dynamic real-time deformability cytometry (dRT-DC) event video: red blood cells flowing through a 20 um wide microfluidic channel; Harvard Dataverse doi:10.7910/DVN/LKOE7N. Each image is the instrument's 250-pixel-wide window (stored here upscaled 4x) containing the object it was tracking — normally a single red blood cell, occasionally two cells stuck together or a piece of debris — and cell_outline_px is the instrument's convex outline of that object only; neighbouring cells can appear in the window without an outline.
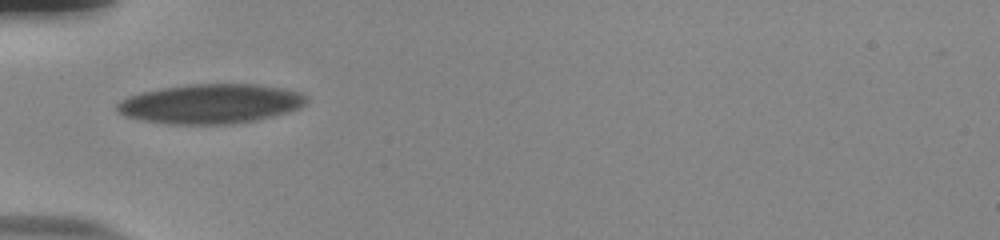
{"species": "human", "species_latin": "Homo sapiens", "temperature_condition": "room temperature", "stored_images_in_passage": 38, "camera_frame_rate_fps": 3000, "um_per_image_px": 0.085, "donor": {"sex": "male"}, "frame": {"image": 1, "passage_image": 1, "time_ms": 0.0, "image_size_px": [1000, 240], "cell_outline_px": [[308, 100], [300, 108], [288, 112], [256, 120], [232, 124], [168, 124], [140, 120], [124, 116], [116, 112], [116, 104], [120, 100], [128, 96], [140, 92], [160, 88], [188, 84], [256, 84], [280, 88], [300, 92], [308, 96]], "centroid_in_image_um": [17.86, 8.82], "position_along_channel_um": 67.1, "area_um2": 43.99}}
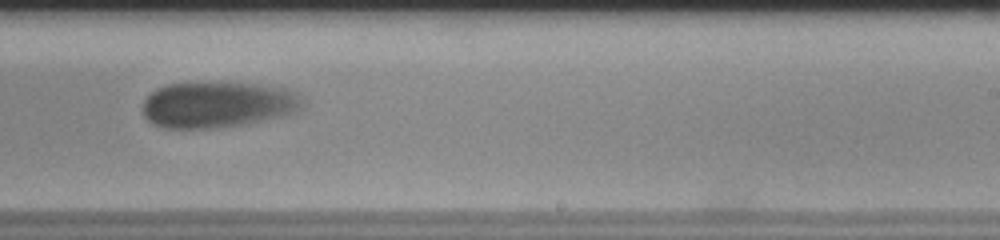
{"frame": {"image": 2, "passage_image": 18, "time_ms": 5.667, "image_size_px": [1000, 240], "cell_outline_px": [[300, 104], [292, 112], [276, 116], [240, 124], [220, 128], [164, 128], [152, 124], [144, 116], [144, 100], [156, 88], [168, 84], [260, 84], [280, 88], [288, 92], [300, 100]], "centroid_in_image_um": [18.33, 8.92], "position_along_channel_um": 270.7, "area_um2": 41.1}}
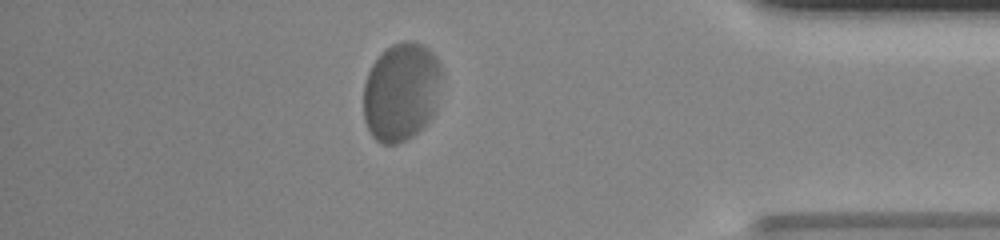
{"frame": {"image": 3, "passage_image": 31, "time_ms": 10.0, "image_size_px": [1000, 240], "cell_outline_px": [[440, 76], [436, 112], [412, 136], [396, 144], [380, 144], [372, 136], [364, 120], [364, 84], [368, 72], [372, 64], [392, 44], [404, 40], [420, 44], [428, 48], [436, 56], [440, 64]], "centroid_in_image_um": [34.09, 7.81], "position_along_channel_um": 401.1, "area_um2": 44.62}, "authors_computed_cell_mechanics": {"area_um2": 44.0436, "velocity_mm_per_s": 3.6439, "shape_relaxation_time_tau1_ms": 3.9643, "shape_relaxation_time_tau2_ms": null, "deformation_change_tau1": 0.1294, "deformation_change_tau2": null}}